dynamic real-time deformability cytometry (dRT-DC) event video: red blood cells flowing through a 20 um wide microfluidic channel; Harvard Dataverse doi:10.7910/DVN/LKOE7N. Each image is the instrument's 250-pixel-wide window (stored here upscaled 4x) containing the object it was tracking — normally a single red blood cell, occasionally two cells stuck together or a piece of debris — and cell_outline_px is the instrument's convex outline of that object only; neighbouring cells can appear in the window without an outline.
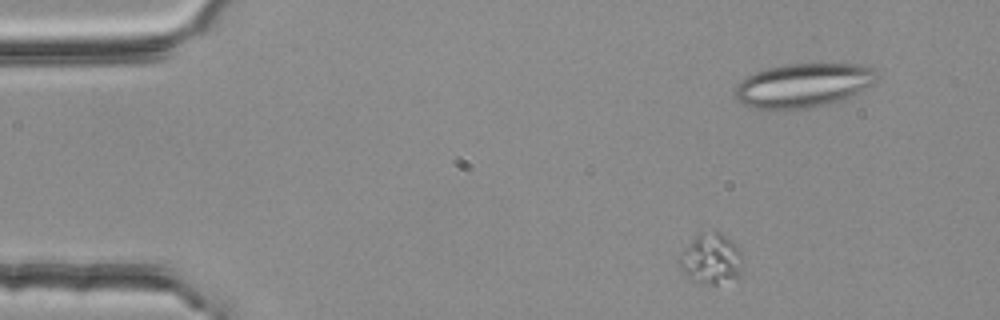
{"species": "common noctule bat (a hibernating species)", "species_latin": "Nyctalus noctula", "temperature_condition": "room temperature", "stored_images_in_passage": 5, "camera_frame_rate_fps": 3000, "um_per_image_px": 0.085, "animal": {"sex": "female", "body_mass_g": 25.1}, "frame": {"image": 1, "passage_image": 2, "time_ms": 0.333, "image_size_px": [1000, 320], "cell_outline_px": [[740, 276], [716, 284], [700, 284], [688, 280], [676, 264], [676, 260], [692, 240], [700, 232], [712, 228], [720, 232], [736, 244], [740, 252]], "centroid_in_image_um": [60.37, 21.99], "position_along_channel_um": 24.6, "area_um2": 18.96}}